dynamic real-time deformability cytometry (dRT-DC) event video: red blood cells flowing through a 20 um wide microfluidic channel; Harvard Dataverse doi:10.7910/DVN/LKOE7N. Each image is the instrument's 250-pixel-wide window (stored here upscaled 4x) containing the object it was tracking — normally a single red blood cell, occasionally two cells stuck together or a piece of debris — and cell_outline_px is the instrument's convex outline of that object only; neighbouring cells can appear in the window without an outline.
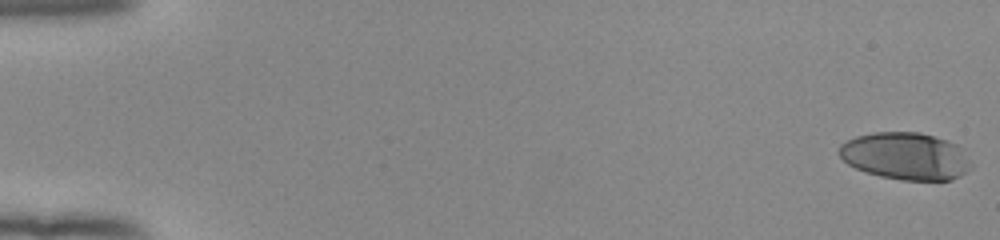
{"species": "human", "species_latin": "Homo sapiens", "temperature_condition": "room temperature", "stored_images_in_passage": 53, "camera_frame_rate_fps": 3000, "um_per_image_px": 0.085, "donor": {"sex": "female"}, "frame": {"image": 1, "passage_image": 1, "time_ms": 0.0, "image_size_px": [1000, 240], "cell_outline_px": [[972, 168], [960, 176], [952, 180], [900, 180], [880, 176], [856, 168], [848, 164], [840, 156], [840, 144], [856, 136], [872, 132], [920, 132], [948, 140], [964, 148], [972, 164]], "centroid_in_image_um": [77.03, 13.26], "position_along_channel_um": 8.0, "area_um2": 36.59}}
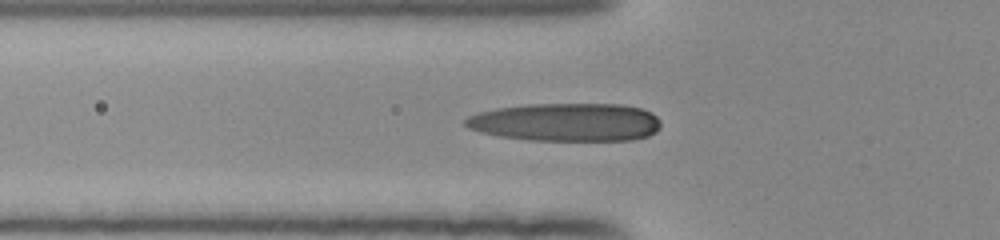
{"frame": {"image": 2, "passage_image": 20, "time_ms": 6.333, "image_size_px": [1000, 240], "cell_outline_px": [[660, 128], [656, 132], [648, 136], [632, 140], [528, 140], [500, 136], [480, 132], [468, 128], [464, 124], [464, 120], [468, 116], [480, 112], [496, 108], [528, 104], [620, 104], [640, 108], [652, 112], [660, 120]], "centroid_in_image_um": [48.13, 10.38], "position_along_channel_um": 77.7, "area_um2": 43.64}}
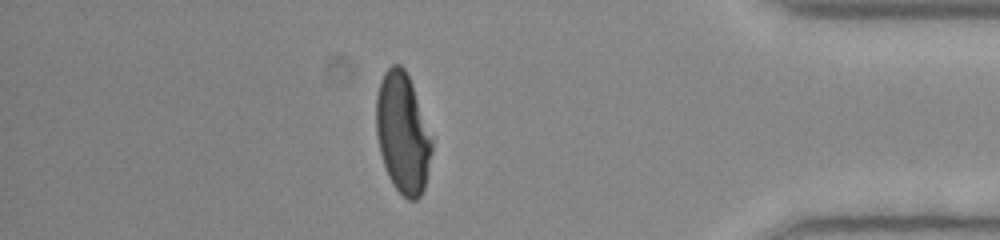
{"frame": {"image": 3, "passage_image": 47, "time_ms": 15.333, "image_size_px": [1000, 240], "cell_outline_px": [[432, 152], [428, 172], [424, 188], [420, 196], [416, 200], [408, 200], [392, 184], [388, 176], [380, 152], [376, 136], [376, 96], [380, 80], [384, 72], [392, 64], [400, 64], [404, 68], [412, 84], [432, 140]], "centroid_in_image_um": [34.21, 11.32], "position_along_channel_um": 401.0, "area_um2": 38.9}, "authors_computed_cell_mechanics": {"area_um2": 40.5756, "velocity_mm_per_s": 3.9471, "shape_relaxation_time_tau1_ms": 7.8358, "shape_relaxation_time_tau2_ms": 1.4186, "deformation_change_tau1": 0.305, "deformation_change_tau2": 0.0789}}